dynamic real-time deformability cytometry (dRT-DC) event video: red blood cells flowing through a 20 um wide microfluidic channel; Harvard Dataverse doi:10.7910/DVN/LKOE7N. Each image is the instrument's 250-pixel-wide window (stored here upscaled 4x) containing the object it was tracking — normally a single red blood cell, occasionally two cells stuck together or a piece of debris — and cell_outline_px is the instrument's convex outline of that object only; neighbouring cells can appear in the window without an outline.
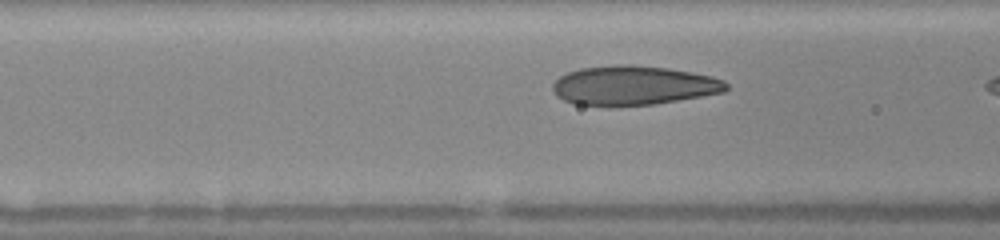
{"species": "human", "species_latin": "Homo sapiens", "temperature_condition": "warm", "stored_images_in_passage": 7, "camera_frame_rate_fps": 3000, "um_per_image_px": 0.085, "donor": {"sex": "female"}, "frame": {"image": 1, "passage_image": 6, "time_ms": 2.667, "image_size_px": [1000, 240], "cell_outline_px": [[728, 88], [724, 92], [652, 104], [608, 108], [576, 104], [564, 100], [556, 96], [552, 88], [552, 84], [560, 76], [568, 72], [580, 68], [616, 64], [632, 64], [668, 68], [692, 72], [712, 76], [724, 80], [728, 84]], "centroid_in_image_um": [53.8, 7.27], "position_along_channel_um": 112.8, "area_um2": 40.29}}